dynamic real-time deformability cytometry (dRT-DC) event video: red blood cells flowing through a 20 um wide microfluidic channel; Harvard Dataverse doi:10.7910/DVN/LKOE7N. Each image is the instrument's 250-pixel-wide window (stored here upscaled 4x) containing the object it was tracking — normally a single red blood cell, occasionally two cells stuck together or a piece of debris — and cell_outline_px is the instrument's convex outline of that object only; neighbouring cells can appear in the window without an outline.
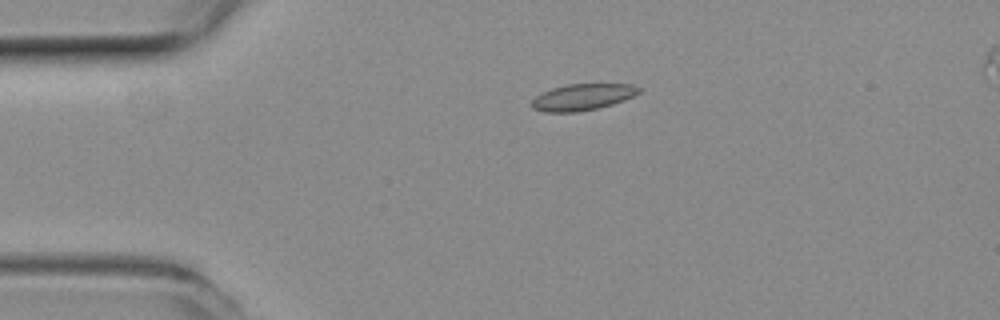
{"species": "common noctule bat (a hibernating species)", "species_latin": "Nyctalus noctula", "temperature_condition": "room temperature", "stored_images_in_passage": 44, "camera_frame_rate_fps": 3000, "um_per_image_px": 0.085, "animal": {"sex": "female", "body_mass_g": 19.3, "forearm_length_mm": 54.1}, "frame": {"image": 1, "passage_image": 2, "time_ms": 0.333, "image_size_px": [1000, 320], "cell_outline_px": [[640, 92], [624, 100], [612, 104], [596, 108], [576, 112], [544, 112], [532, 108], [532, 100], [540, 92], [552, 88], [568, 84], [632, 84], [640, 88]], "centroid_in_image_um": [49.48, 8.24], "position_along_channel_um": 35.5, "area_um2": 16.42}}
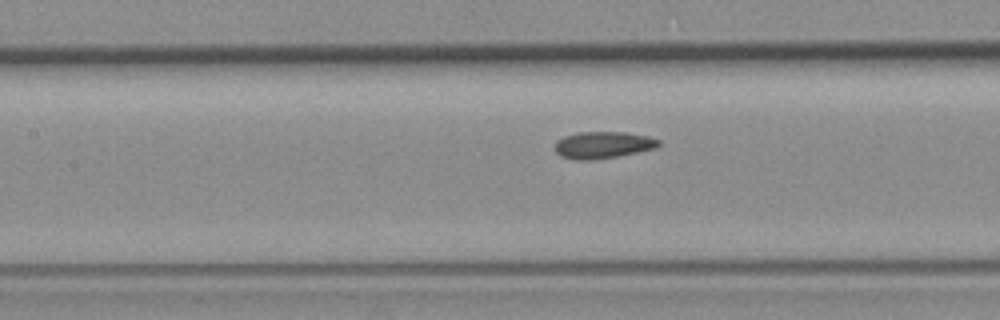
{"frame": {"image": 2, "passage_image": 14, "time_ms": 4.333, "image_size_px": [1000, 320], "cell_outline_px": [[660, 144], [656, 148], [616, 156], [592, 160], [576, 160], [560, 156], [556, 152], [556, 140], [564, 136], [580, 132], [624, 132], [648, 136], [660, 140]], "centroid_in_image_um": [51.24, 12.32], "position_along_channel_um": 156.2, "area_um2": 16.13}}
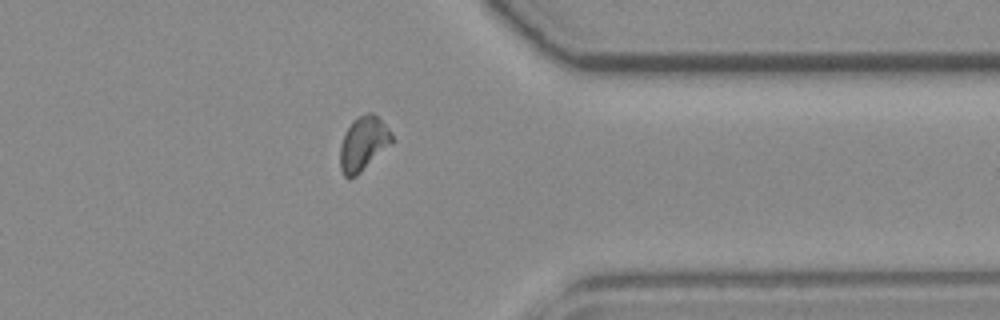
{"frame": {"image": 3, "passage_image": 32, "time_ms": 10.333, "image_size_px": [1000, 320], "cell_outline_px": [[392, 140], [356, 176], [344, 176], [340, 168], [340, 144], [344, 132], [352, 120], [356, 116], [368, 112], [372, 112], [388, 128], [392, 136]], "centroid_in_image_um": [30.81, 12.16], "position_along_channel_um": 380.6, "area_um2": 15.84}, "authors_computed_cell_mechanics": {"area_um2": 15.895, "velocity_mm_per_s": 3.9187, "shape_relaxation_time_tau1_ms": null, "shape_relaxation_time_tau2_ms": 1.7795, "deformation_change_tau1": null, "deformation_change_tau2": 0.0635}}